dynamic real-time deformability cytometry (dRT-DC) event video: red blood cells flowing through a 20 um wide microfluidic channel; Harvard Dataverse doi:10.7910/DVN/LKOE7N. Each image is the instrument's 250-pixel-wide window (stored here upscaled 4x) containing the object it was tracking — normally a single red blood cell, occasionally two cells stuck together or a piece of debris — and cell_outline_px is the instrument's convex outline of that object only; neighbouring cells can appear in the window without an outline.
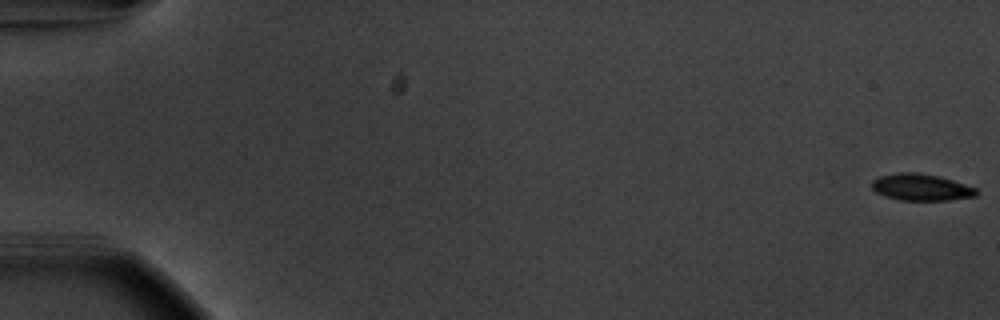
{"species": "common noctule bat (a hibernating species)", "species_latin": "Nyctalus noctula", "temperature_condition": "warm", "stored_images_in_passage": 56, "camera_frame_rate_fps": 3000, "um_per_image_px": 0.085, "animal": {"sex": "male", "body_mass_g": 20.1, "forearm_length_mm": 53.5}, "frame": {"image": 1, "passage_image": 1, "time_ms": 0.0, "image_size_px": [1000, 320], "cell_outline_px": [[976, 196], [948, 200], [900, 200], [876, 192], [872, 188], [872, 180], [880, 176], [896, 172], [916, 172], [936, 176], [952, 180], [976, 188]], "centroid_in_image_um": [78.27, 15.91], "position_along_channel_um": 6.7, "area_um2": 16.01}}
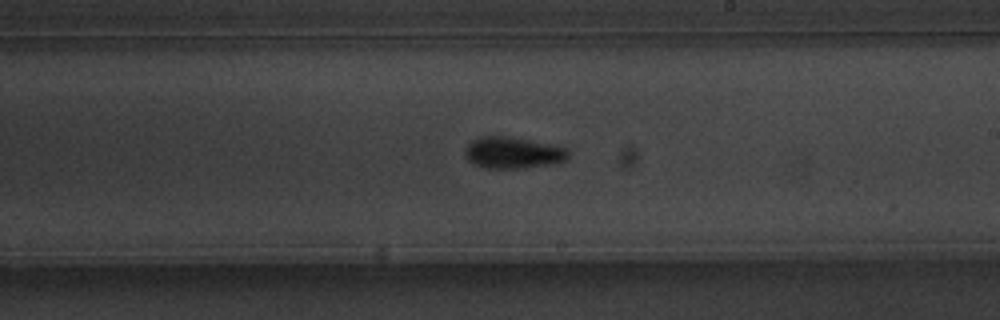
{"frame": {"image": 2, "passage_image": 34, "time_ms": 11.0, "image_size_px": [1000, 320], "cell_outline_px": [[568, 160], [552, 164], [524, 168], [488, 168], [472, 164], [464, 156], [464, 148], [472, 140], [484, 136], [512, 136], [552, 144], [568, 148]], "centroid_in_image_um": [43.6, 12.97], "position_along_channel_um": 245.4, "area_um2": 19.31}}
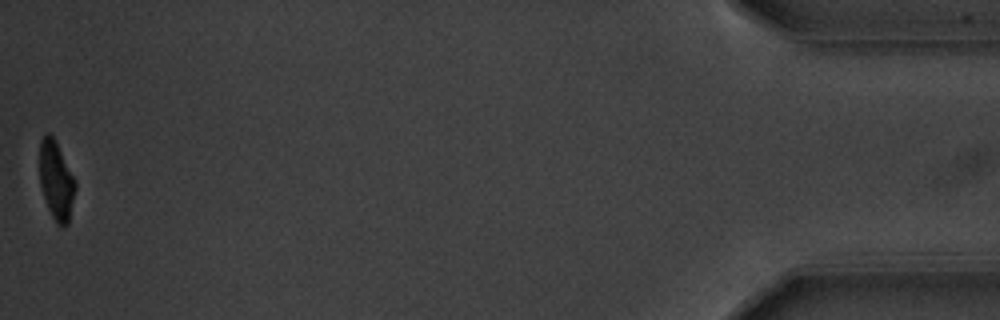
{"frame": {"image": 3, "passage_image": 56, "time_ms": 18.333, "image_size_px": [1000, 320], "cell_outline_px": [[76, 188], [68, 224], [60, 228], [56, 224], [48, 208], [40, 184], [40, 140], [48, 132], [52, 136], [76, 180]], "centroid_in_image_um": [4.79, 15.4], "position_along_channel_um": 430.4, "area_um2": 16.18}, "authors_computed_cell_mechanics": {"area_um2": 17.5134, "velocity_mm_per_s": 3.7185, "shape_relaxation_time_tau1_ms": 2.3068, "shape_relaxation_time_tau2_ms": 1.5906, "deformation_change_tau1": 0.1354, "deformation_change_tau2": 0.0526}}